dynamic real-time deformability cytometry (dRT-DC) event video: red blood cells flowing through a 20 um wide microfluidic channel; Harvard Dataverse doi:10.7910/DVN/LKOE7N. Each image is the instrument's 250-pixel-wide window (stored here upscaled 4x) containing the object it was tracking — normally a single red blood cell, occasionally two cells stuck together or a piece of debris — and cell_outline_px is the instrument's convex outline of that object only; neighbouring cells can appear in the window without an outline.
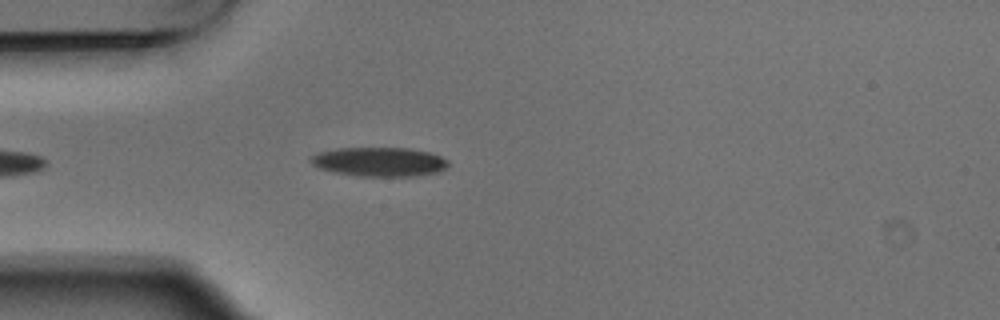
{"species": "Egyptian fruit bat (a non-hibernating species)", "species_latin": "Rousettus aegyptiacus", "temperature_condition": "warm", "stored_images_in_passage": 4, "camera_frame_rate_fps": 3000, "um_per_image_px": 0.085, "animal": {"sex": "male"}, "frame": {"image": 1, "passage_image": 4, "time_ms": 1.0, "image_size_px": [1000, 320], "cell_outline_px": [[448, 164], [440, 172], [412, 176], [360, 176], [336, 172], [320, 168], [312, 164], [308, 160], [308, 156], [316, 152], [336, 148], [408, 148], [428, 152], [440, 156], [448, 160]], "centroid_in_image_um": [32.19, 13.74], "position_along_channel_um": 52.8, "area_um2": 23.41}}